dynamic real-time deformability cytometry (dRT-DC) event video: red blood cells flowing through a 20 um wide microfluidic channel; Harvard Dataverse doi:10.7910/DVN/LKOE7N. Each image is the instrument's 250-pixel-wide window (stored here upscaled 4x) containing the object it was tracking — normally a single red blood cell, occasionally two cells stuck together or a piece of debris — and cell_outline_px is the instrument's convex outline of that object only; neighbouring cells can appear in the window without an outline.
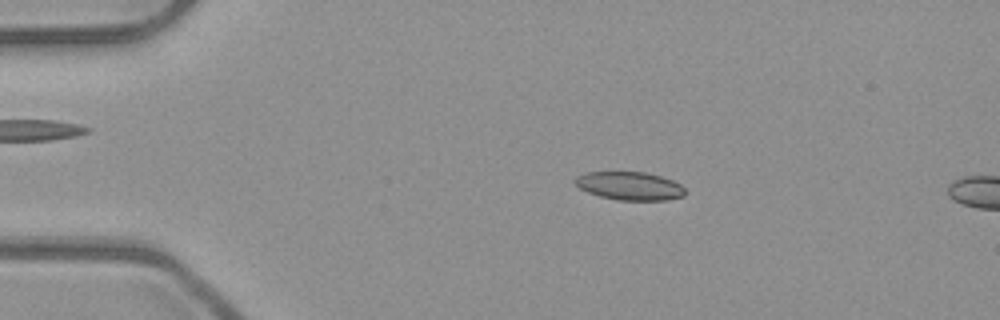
{"species": "common noctule bat (a hibernating species)", "species_latin": "Nyctalus noctula", "temperature_condition": "room temperature", "stored_images_in_passage": 4, "camera_frame_rate_fps": 3000, "um_per_image_px": 0.085, "animal": {"sex": "male", "body_mass_g": 23.1, "forearm_length_mm": 52.7}, "frame": {"image": 1, "passage_image": 2, "time_ms": 0.333, "image_size_px": [1000, 320], "cell_outline_px": [[684, 196], [668, 200], [616, 200], [600, 196], [588, 192], [580, 188], [572, 180], [576, 176], [584, 172], [644, 172], [660, 176], [672, 180], [680, 184], [684, 188]], "centroid_in_image_um": [53.5, 15.8], "position_along_channel_um": 31.5, "area_um2": 18.15}}